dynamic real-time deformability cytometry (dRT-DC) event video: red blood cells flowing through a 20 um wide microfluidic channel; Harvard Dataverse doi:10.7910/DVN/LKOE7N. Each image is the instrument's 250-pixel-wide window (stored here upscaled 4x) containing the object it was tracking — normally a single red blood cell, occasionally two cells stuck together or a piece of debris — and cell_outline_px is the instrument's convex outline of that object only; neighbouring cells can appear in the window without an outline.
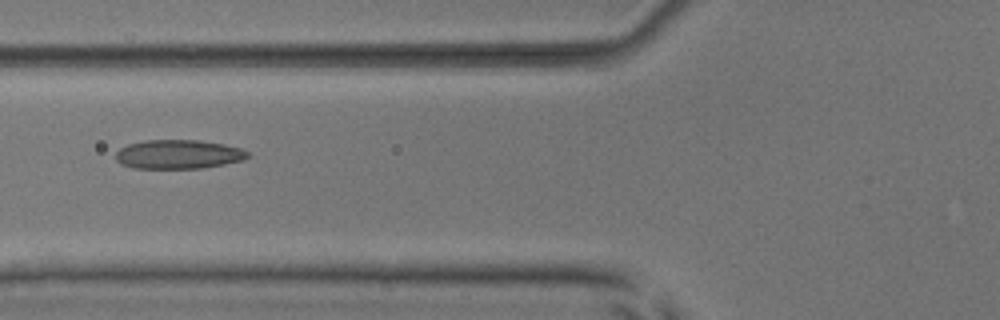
{"species": "common noctule bat (a hibernating species)", "species_latin": "Nyctalus noctula", "temperature_condition": "room temperature", "stored_images_in_passage": 6, "camera_frame_rate_fps": 3000, "um_per_image_px": 0.085, "animal": {"sex": "male", "body_mass_g": 17.9, "forearm_length_mm": 54.2}, "frame": {"image": 1, "passage_image": 6, "time_ms": 6.333, "image_size_px": [1000, 320], "cell_outline_px": [[252, 156], [244, 160], [224, 164], [200, 168], [132, 168], [120, 164], [116, 160], [116, 152], [120, 148], [128, 144], [144, 140], [200, 140], [224, 144], [240, 148], [248, 152]], "centroid_in_image_um": [15.17, 13.11], "position_along_channel_um": 110.6, "area_um2": 22.48}}